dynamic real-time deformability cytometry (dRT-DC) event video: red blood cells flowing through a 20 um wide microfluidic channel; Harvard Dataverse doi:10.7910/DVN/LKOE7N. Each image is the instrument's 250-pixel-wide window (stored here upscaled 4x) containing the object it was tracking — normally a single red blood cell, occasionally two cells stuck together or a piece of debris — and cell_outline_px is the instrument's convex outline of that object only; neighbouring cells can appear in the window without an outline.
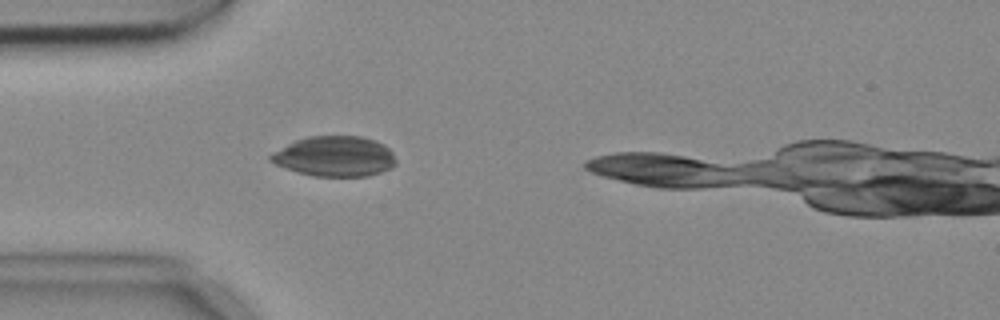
{"species": "common noctule bat (a hibernating species)", "species_latin": "Nyctalus noctula", "temperature_condition": "cold", "stored_images_in_passage": 3, "camera_frame_rate_fps": 3000, "um_per_image_px": 0.085, "animal": {"sex": "female", "body_mass_g": 18.4}, "frame": {"image": 1, "passage_image": 2, "time_ms": 0.333, "image_size_px": [1000, 320], "cell_outline_px": [[396, 164], [392, 168], [368, 176], [312, 176], [276, 164], [268, 160], [268, 156], [288, 144], [296, 140], [308, 136], [360, 136], [376, 140], [384, 144], [392, 152], [396, 160]], "centroid_in_image_um": [28.49, 13.28], "position_along_channel_um": 56.5, "area_um2": 29.25}}